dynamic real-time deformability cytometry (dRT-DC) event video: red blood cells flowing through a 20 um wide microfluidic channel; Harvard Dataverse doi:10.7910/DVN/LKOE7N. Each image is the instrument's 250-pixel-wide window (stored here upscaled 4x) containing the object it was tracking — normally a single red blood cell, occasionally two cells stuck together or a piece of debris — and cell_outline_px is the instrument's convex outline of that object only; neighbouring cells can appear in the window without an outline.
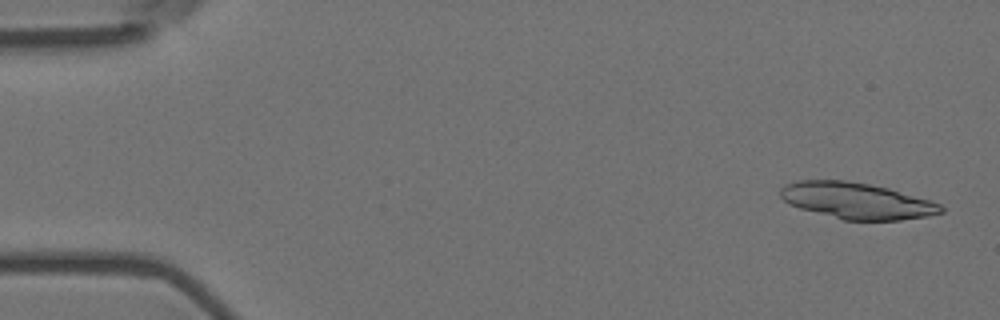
{"species": "Egyptian fruit bat (a non-hibernating species)", "species_latin": "Rousettus aegyptiacus", "temperature_condition": "room temperature", "stored_images_in_passage": 4, "camera_frame_rate_fps": 3000, "um_per_image_px": 0.085, "animal": {"sex": "female"}, "frame": {"image": 1, "passage_image": 1, "time_ms": 0.0, "image_size_px": [1000, 320], "cell_outline_px": [[944, 212], [928, 216], [900, 220], [844, 220], [800, 208], [788, 204], [780, 196], [780, 188], [796, 180], [844, 180], [868, 184], [888, 188], [928, 200], [940, 204], [944, 208]], "centroid_in_image_um": [72.8, 17.06], "position_along_channel_um": 12.2, "area_um2": 33.64}}